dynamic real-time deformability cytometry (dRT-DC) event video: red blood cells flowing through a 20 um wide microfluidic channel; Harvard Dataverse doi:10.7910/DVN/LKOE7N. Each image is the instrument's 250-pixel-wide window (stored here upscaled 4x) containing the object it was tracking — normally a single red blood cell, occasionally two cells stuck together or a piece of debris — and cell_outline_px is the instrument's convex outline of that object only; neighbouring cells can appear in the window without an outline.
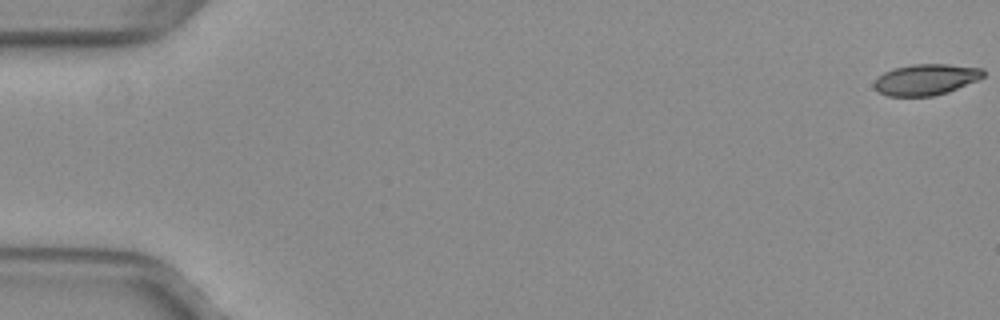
{"species": "common noctule bat (a hibernating species)", "species_latin": "Nyctalus noctula", "temperature_condition": "warm", "stored_images_in_passage": 53, "camera_frame_rate_fps": 3000, "um_per_image_px": 0.085, "animal": {"sex": "female", "body_mass_g": 29.2, "forearm_length_mm": 56.3}, "frame": {"image": 1, "passage_image": 1, "time_ms": 0.0, "image_size_px": [1000, 320], "cell_outline_px": [[984, 76], [980, 80], [948, 92], [932, 96], [888, 96], [880, 92], [872, 84], [884, 72], [892, 68], [912, 64], [948, 64], [984, 68]], "centroid_in_image_um": [78.75, 6.75], "position_along_channel_um": 6.3, "area_um2": 19.88}}
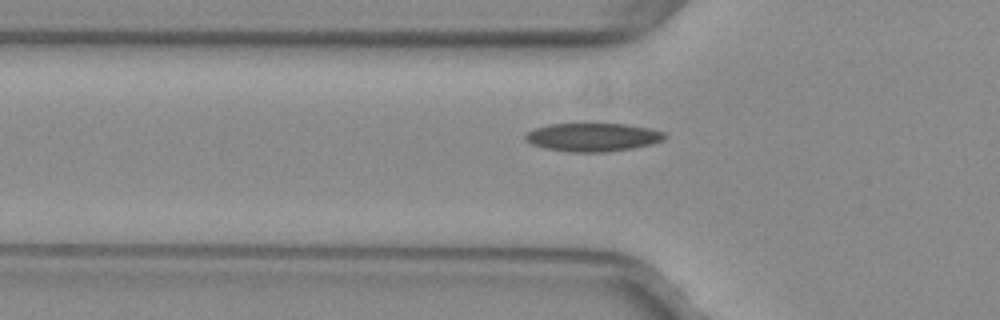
{"frame": {"image": 2, "passage_image": 19, "time_ms": 6.0, "image_size_px": [1000, 320], "cell_outline_px": [[664, 136], [660, 140], [648, 144], [632, 148], [604, 152], [572, 152], [544, 148], [532, 144], [524, 140], [524, 132], [548, 124], [588, 120], [624, 124], [648, 128], [664, 132]], "centroid_in_image_um": [50.26, 11.6], "position_along_channel_um": 75.5, "area_um2": 23.81}}
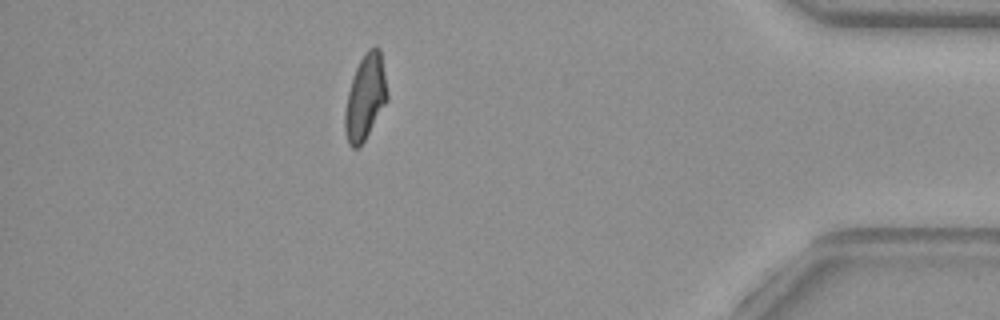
{"frame": {"image": 3, "passage_image": 47, "time_ms": 15.333, "image_size_px": [1000, 320], "cell_outline_px": [[388, 100], [360, 148], [352, 148], [348, 144], [344, 132], [344, 112], [348, 92], [352, 76], [364, 52], [368, 48], [376, 44], [380, 48], [388, 92]], "centroid_in_image_um": [31.05, 8.26], "position_along_channel_um": 404.2, "area_um2": 21.44}, "authors_computed_cell_mechanics": {"area_um2": 21.386, "velocity_mm_per_s": 4.0083, "shape_relaxation_time_tau1_ms": null, "shape_relaxation_time_tau2_ms": 1.9065, "deformation_change_tau1": null, "deformation_change_tau2": 0.09}}